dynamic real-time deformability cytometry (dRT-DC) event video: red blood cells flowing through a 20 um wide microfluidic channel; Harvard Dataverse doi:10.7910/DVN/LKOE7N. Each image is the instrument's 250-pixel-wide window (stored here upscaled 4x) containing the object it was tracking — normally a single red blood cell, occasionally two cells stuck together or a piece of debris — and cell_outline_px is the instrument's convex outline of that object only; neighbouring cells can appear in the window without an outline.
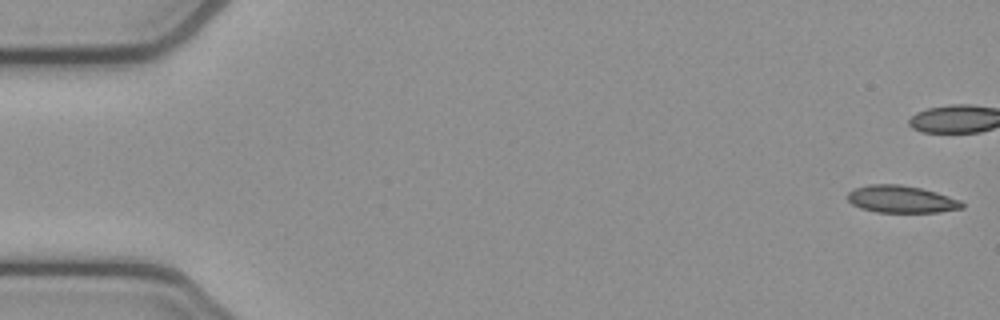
{"species": "common noctule bat (a hibernating species)", "species_latin": "Nyctalus noctula", "temperature_condition": "cold", "stored_images_in_passage": 42, "camera_frame_rate_fps": 3000, "um_per_image_px": 0.085, "animal": {"sex": "female", "body_mass_g": 21.9}, "frame": {"image": 1, "passage_image": 1, "time_ms": 0.0, "image_size_px": [1000, 320], "cell_outline_px": [[964, 208], [940, 212], [876, 212], [860, 208], [852, 204], [848, 200], [848, 192], [856, 188], [868, 184], [900, 184], [920, 188], [936, 192], [960, 200], [964, 204]], "centroid_in_image_um": [76.61, 16.93], "position_along_channel_um": 8.4, "area_um2": 18.15}}
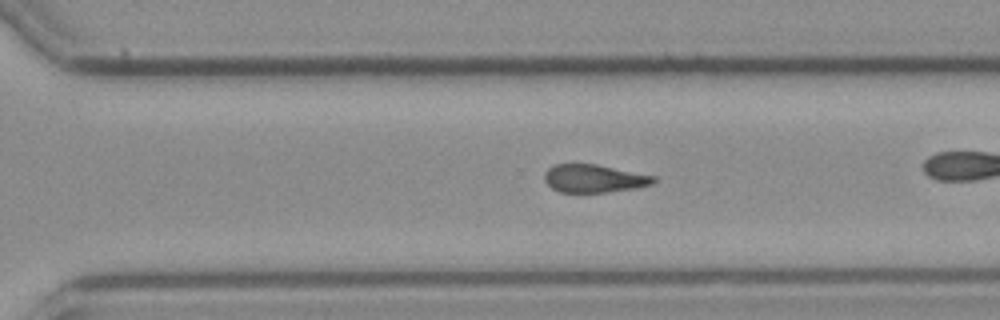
{"frame": {"image": 2, "passage_image": 36, "time_ms": 11.667, "image_size_px": [1000, 320], "cell_outline_px": [[656, 180], [652, 184], [636, 188], [608, 192], [560, 192], [552, 188], [544, 180], [544, 172], [552, 164], [596, 164], [656, 176]], "centroid_in_image_um": [50.48, 15.17], "position_along_channel_um": 320.1, "area_um2": 17.86}, "authors_computed_cell_mechanics": {"area_um2": 19.0451, "velocity_mm_per_s": 3.863, "shape_relaxation_time_tau1_ms": null, "shape_relaxation_time_tau2_ms": 7.5912, "deformation_change_tau1": null, "deformation_change_tau2": 0.1751}}